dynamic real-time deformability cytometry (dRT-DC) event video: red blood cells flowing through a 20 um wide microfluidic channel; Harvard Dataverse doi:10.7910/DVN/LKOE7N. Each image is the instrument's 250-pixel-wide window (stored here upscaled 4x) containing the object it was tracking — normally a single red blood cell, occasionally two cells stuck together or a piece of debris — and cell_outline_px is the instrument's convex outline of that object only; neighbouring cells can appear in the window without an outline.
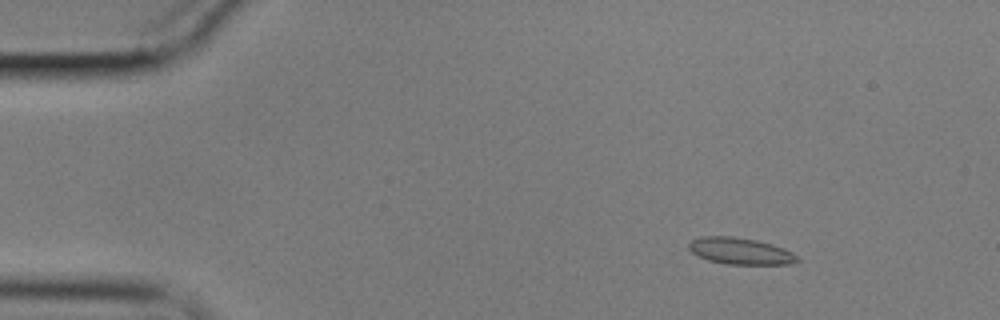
{"species": "common noctule bat (a hibernating species)", "species_latin": "Nyctalus noctula", "temperature_condition": "cold", "stored_images_in_passage": 58, "camera_frame_rate_fps": 3000, "um_per_image_px": 0.085, "animal": {"sex": "male", "body_mass_g": 17.9}, "frame": {"image": 1, "passage_image": 8, "time_ms": 2.333, "image_size_px": [1000, 320], "cell_outline_px": [[800, 260], [792, 264], [728, 264], [708, 260], [692, 252], [688, 248], [688, 244], [692, 240], [704, 236], [732, 236], [756, 240], [772, 244], [784, 248], [792, 252]], "centroid_in_image_um": [62.94, 21.34], "position_along_channel_um": 22.1, "area_um2": 16.7}}
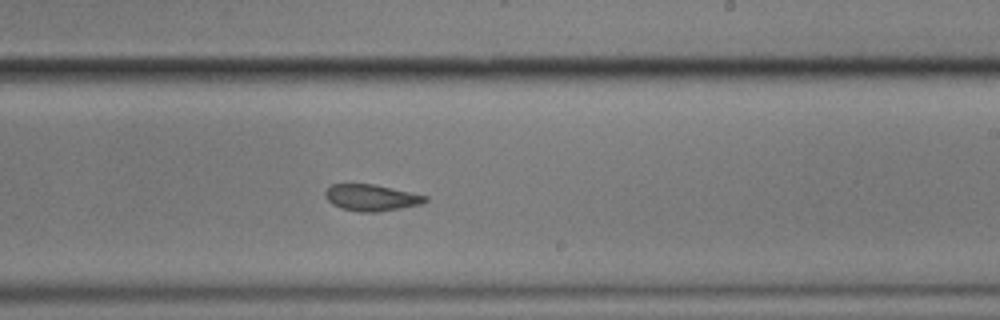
{"frame": {"image": 2, "passage_image": 35, "time_ms": 11.333, "image_size_px": [1000, 320], "cell_outline_px": [[428, 200], [420, 204], [380, 212], [360, 212], [340, 208], [332, 204], [324, 196], [324, 192], [332, 184], [372, 184], [428, 196]], "centroid_in_image_um": [31.53, 16.81], "position_along_channel_um": 257.5, "area_um2": 15.32}}
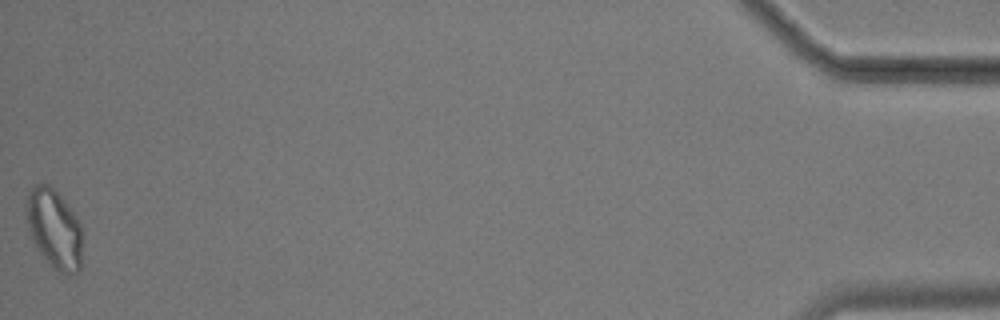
{"frame": {"image": 3, "passage_image": 58, "time_ms": 19.0, "image_size_px": [1000, 320], "cell_outline_px": [[80, 268], [72, 276], [60, 272], [40, 252], [32, 240], [28, 228], [24, 212], [28, 192], [36, 184], [48, 184], [56, 188], [76, 216], [80, 224]], "centroid_in_image_um": [4.57, 19.38], "position_along_channel_um": 430.6, "area_um2": 25.72}, "authors_computed_cell_mechanics": {"area_um2": 16.4441, "velocity_mm_per_s": 3.4731, "shape_relaxation_time_tau1_ms": null, "shape_relaxation_time_tau2_ms": 2.7094, "deformation_change_tau1": null, "deformation_change_tau2": 0.0597}}